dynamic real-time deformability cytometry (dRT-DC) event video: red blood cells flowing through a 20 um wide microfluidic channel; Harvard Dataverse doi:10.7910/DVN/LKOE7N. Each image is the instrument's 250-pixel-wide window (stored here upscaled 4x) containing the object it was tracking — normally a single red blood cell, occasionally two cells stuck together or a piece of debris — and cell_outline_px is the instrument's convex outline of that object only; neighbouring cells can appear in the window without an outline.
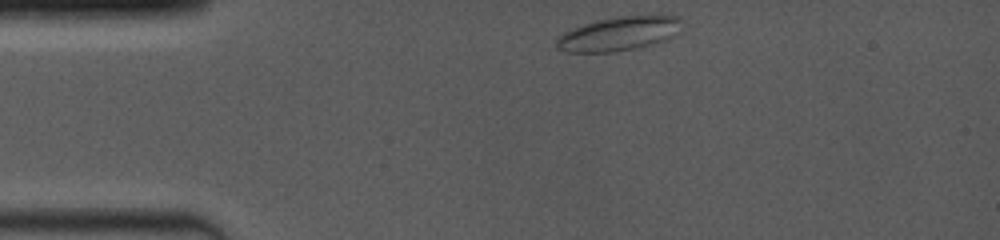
{"species": "common noctule bat (a hibernating species)", "species_latin": "Nyctalus noctula", "temperature_condition": "room temperature", "stored_images_in_passage": 12, "camera_frame_rate_fps": 4000, "um_per_image_px": 0.085, "animal": {"sex": "female", "body_mass_g": 19.0, "forearm_length_mm": 53.3}, "frame": {"image": 1, "passage_image": 1, "time_ms": 0.0, "image_size_px": [1000, 240], "cell_outline_px": [[680, 32], [676, 36], [660, 44], [612, 52], [564, 52], [556, 48], [556, 40], [564, 32], [572, 28], [596, 20], [620, 16], [676, 16], [680, 20]], "centroid_in_image_um": [52.63, 2.89], "position_along_channel_um": 32.4, "area_um2": 25.09}}
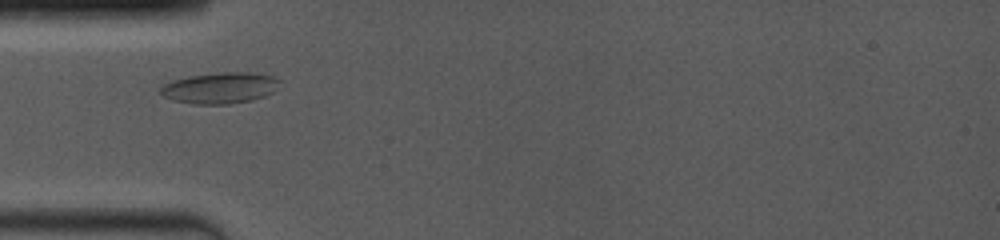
{"frame": {"image": 2, "passage_image": 6, "time_ms": 2.0, "image_size_px": [1000, 240], "cell_outline_px": [[280, 80], [272, 92], [264, 96], [252, 100], [228, 104], [192, 104], [172, 100], [164, 96], [160, 92], [160, 88], [164, 84], [172, 80], [188, 76], [216, 72], [252, 72], [272, 76]], "centroid_in_image_um": [18.66, 7.47], "position_along_channel_um": 66.3, "area_um2": 21.62}}
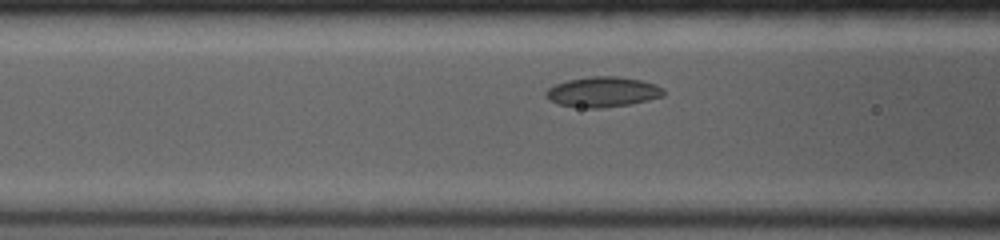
{"frame": {"image": 3, "passage_image": 10, "time_ms": 3.25, "image_size_px": [1000, 240], "cell_outline_px": [[664, 96], [648, 100], [628, 104], [600, 108], [580, 108], [560, 104], [544, 96], [544, 92], [548, 88], [556, 84], [568, 80], [592, 76], [616, 76], [640, 80], [656, 84], [664, 88]], "centroid_in_image_um": [51.24, 7.81], "position_along_channel_um": 115.4, "area_um2": 20.63}}